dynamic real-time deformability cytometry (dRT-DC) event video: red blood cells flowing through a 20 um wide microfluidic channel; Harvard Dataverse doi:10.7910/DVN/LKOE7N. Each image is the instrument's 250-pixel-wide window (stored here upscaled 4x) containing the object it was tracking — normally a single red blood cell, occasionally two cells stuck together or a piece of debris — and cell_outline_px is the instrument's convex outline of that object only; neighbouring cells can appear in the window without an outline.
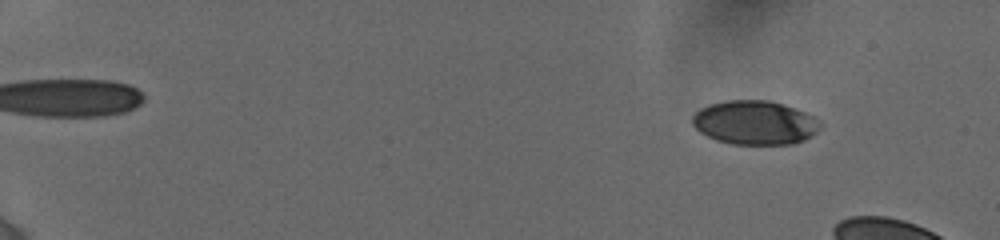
{"species": "human", "species_latin": "Homo sapiens", "temperature_condition": "cold", "stored_images_in_passage": 6, "camera_frame_rate_fps": 3000, "um_per_image_px": 0.085, "donor": {"sex": "female"}, "frame": {"image": 1, "passage_image": 2, "time_ms": 1.0, "image_size_px": [1000, 240], "cell_outline_px": [[820, 128], [816, 132], [804, 140], [792, 144], [732, 144], [716, 140], [700, 132], [692, 124], [692, 116], [700, 108], [712, 104], [728, 100], [768, 100], [784, 104], [804, 112], [812, 116], [820, 124]], "centroid_in_image_um": [64.14, 10.42], "position_along_channel_um": 20.9, "area_um2": 32.54}}